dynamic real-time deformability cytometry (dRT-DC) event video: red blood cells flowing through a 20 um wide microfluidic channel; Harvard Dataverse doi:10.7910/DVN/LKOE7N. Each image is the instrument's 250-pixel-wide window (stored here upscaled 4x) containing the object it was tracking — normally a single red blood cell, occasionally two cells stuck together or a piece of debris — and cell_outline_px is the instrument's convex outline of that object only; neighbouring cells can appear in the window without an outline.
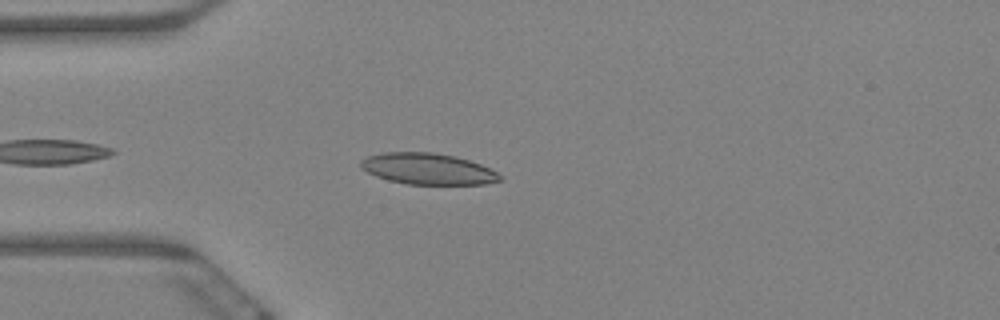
{"species": "Egyptian fruit bat (a non-hibernating species)", "species_latin": "Rousettus aegyptiacus", "temperature_condition": "warm", "stored_images_in_passage": 47, "camera_frame_rate_fps": 3000, "um_per_image_px": 0.085, "animal": {"sex": "female"}, "frame": {"image": 1, "passage_image": 6, "time_ms": 1.667, "image_size_px": [1000, 320], "cell_outline_px": [[504, 180], [484, 184], [408, 184], [388, 180], [376, 176], [360, 168], [360, 160], [368, 156], [384, 152], [432, 152], [452, 156], [468, 160], [480, 164], [504, 176]], "centroid_in_image_um": [36.36, 14.36], "position_along_channel_um": 48.6, "area_um2": 25.26}}
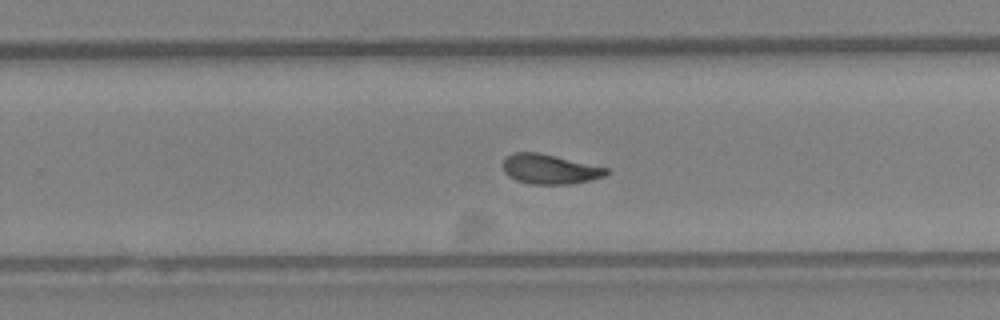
{"frame": {"image": 2, "passage_image": 24, "time_ms": 7.667, "image_size_px": [1000, 320], "cell_outline_px": [[608, 172], [604, 176], [592, 180], [572, 184], [532, 184], [516, 180], [508, 176], [504, 172], [504, 160], [512, 152], [536, 152], [556, 156], [608, 168]], "centroid_in_image_um": [46.73, 14.38], "position_along_channel_um": 283.1, "area_um2": 17.8}}
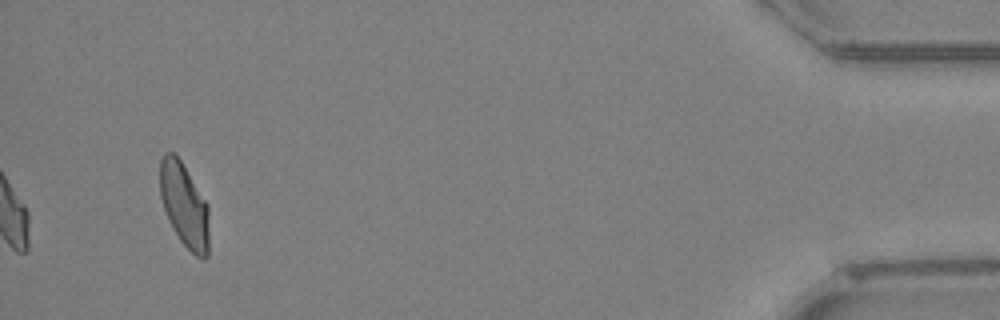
{"frame": {"image": 3, "passage_image": 47, "time_ms": 15.333, "image_size_px": [1000, 320], "cell_outline_px": [[208, 256], [204, 260], [196, 256], [180, 240], [168, 220], [160, 196], [160, 160], [164, 152], [172, 152], [180, 160], [208, 204]], "centroid_in_image_um": [15.66, 17.44], "position_along_channel_um": 419.5, "area_um2": 23.87}, "authors_computed_cell_mechanics": {"area_um2": 17.9758, "velocity_mm_per_s": 3.3666, "shape_relaxation_time_tau1_ms": 8.8343, "shape_relaxation_time_tau2_ms": 1.2904, "deformation_change_tau1": 0.1724, "deformation_change_tau2": 0.06}}